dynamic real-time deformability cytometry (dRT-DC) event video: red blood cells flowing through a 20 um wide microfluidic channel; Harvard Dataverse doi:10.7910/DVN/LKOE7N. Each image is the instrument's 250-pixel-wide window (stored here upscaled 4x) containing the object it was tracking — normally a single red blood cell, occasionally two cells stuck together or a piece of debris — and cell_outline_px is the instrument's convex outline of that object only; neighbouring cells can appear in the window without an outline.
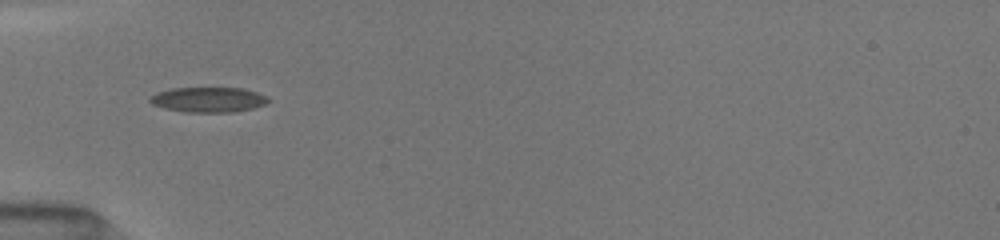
{"species": "common noctule bat (a hibernating species)", "species_latin": "Nyctalus noctula", "temperature_condition": "room temperature", "stored_images_in_passage": 33, "camera_frame_rate_fps": 3000, "um_per_image_px": 0.085, "animal": {"sex": "female", "body_mass_g": 19.5, "forearm_length_mm": 54.1}, "frame": {"image": 1, "passage_image": 3, "time_ms": 0.667, "image_size_px": [1000, 240], "cell_outline_px": [[272, 100], [264, 104], [252, 108], [232, 112], [184, 112], [164, 108], [152, 104], [148, 100], [156, 92], [172, 88], [244, 88], [268, 96]], "centroid_in_image_um": [17.72, 8.47], "position_along_channel_um": 67.3, "area_um2": 17.34}}
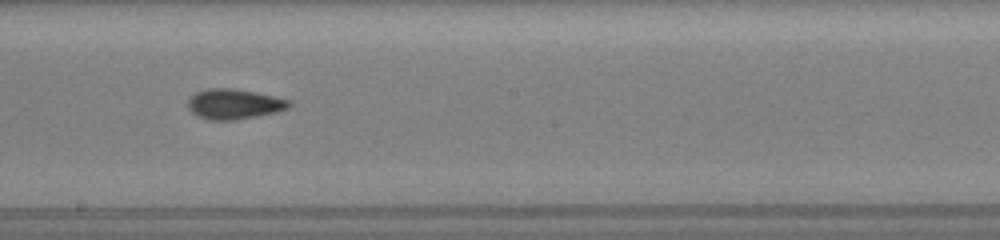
{"frame": {"image": 2, "passage_image": 16, "time_ms": 4.667, "image_size_px": [1000, 240], "cell_outline_px": [[292, 104], [288, 108], [276, 112], [236, 120], [208, 120], [192, 112], [188, 108], [188, 100], [196, 92], [208, 88], [232, 88], [256, 92], [276, 96], [292, 100]], "centroid_in_image_um": [19.94, 8.84], "position_along_channel_um": 228.3, "area_um2": 17.86}}
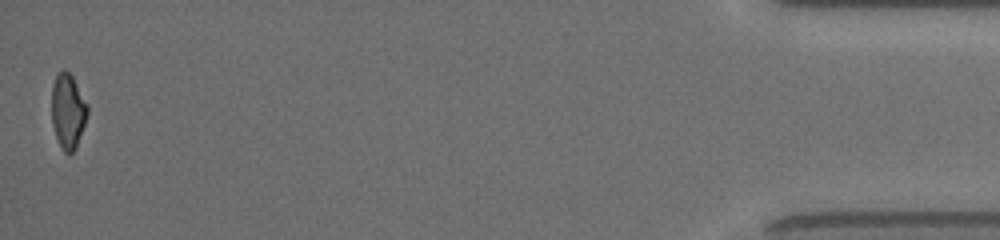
{"frame": {"image": 3, "passage_image": 33, "time_ms": 11.667, "image_size_px": [1000, 240], "cell_outline_px": [[88, 112], [76, 148], [68, 156], [64, 152], [56, 136], [52, 124], [52, 84], [56, 76], [64, 68], [72, 76], [88, 104]], "centroid_in_image_um": [5.77, 9.45], "position_along_channel_um": 429.4, "area_um2": 15.55}, "authors_computed_cell_mechanics": {"area_um2": 16.8198, "velocity_mm_per_s": 4.0719, "shape_relaxation_time_tau1_ms": 2.8959, "shape_relaxation_time_tau2_ms": 1.864, "deformation_change_tau1": 0.1237, "deformation_change_tau2": 0.0682}}